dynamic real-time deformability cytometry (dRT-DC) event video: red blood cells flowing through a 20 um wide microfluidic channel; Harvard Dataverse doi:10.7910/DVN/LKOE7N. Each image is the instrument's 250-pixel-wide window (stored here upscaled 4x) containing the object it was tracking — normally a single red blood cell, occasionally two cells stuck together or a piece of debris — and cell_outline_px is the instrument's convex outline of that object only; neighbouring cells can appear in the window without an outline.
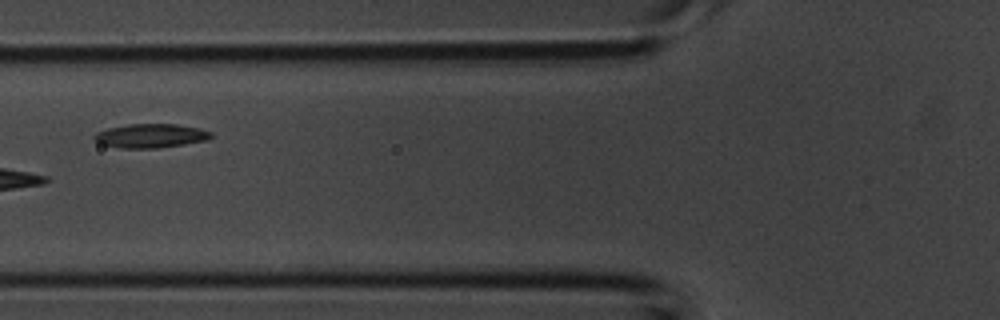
{"species": "common noctule bat (a hibernating species)", "species_latin": "Nyctalus noctula", "temperature_condition": "room temperature", "stored_images_in_passage": 5, "camera_frame_rate_fps": 3000, "um_per_image_px": 0.085, "animal": {"sex": "male", "body_mass_g": 20.1, "forearm_length_mm": 53.5}, "frame": {"image": 1, "passage_image": 5, "time_ms": 1.333, "image_size_px": [1000, 320], "cell_outline_px": [[212, 136], [208, 140], [184, 144], [156, 148], [120, 148], [100, 144], [92, 136], [96, 132], [108, 128], [128, 124], [176, 124], [200, 128], [212, 132]], "centroid_in_image_um": [12.8, 11.54], "position_along_channel_um": 113.0, "area_um2": 16.36}}